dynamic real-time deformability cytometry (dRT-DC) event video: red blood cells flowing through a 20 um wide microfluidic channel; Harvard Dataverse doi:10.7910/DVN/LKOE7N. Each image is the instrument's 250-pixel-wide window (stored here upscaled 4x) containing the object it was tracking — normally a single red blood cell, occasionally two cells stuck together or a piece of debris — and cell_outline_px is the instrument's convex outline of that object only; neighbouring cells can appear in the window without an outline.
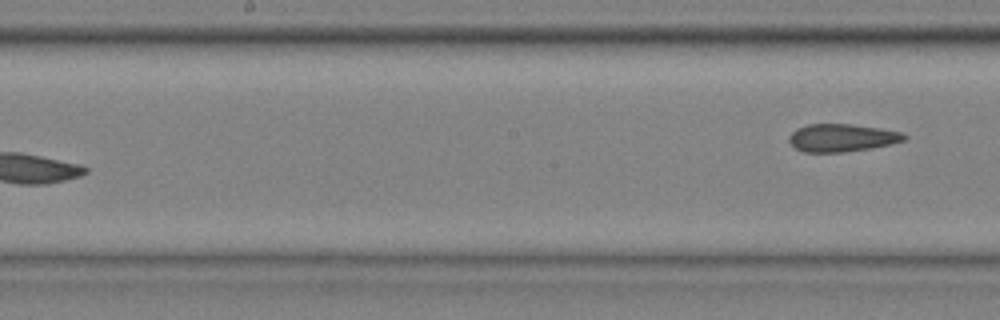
{"species": "common noctule bat (a hibernating species)", "species_latin": "Nyctalus noctula", "temperature_condition": "cold", "stored_images_in_passage": 6, "segment_of_instrument_passage": [2, 2], "camera_frame_rate_fps": 3000, "um_per_image_px": 0.085, "animal": {"sex": "male", "body_mass_g": 20.4}, "frame": {"image": 1, "passage_image": 6, "time_ms": 1.667, "image_size_px": [1000, 320], "cell_outline_px": [[908, 136], [904, 140], [872, 148], [844, 152], [804, 152], [796, 148], [788, 140], [788, 136], [796, 128], [808, 124], [852, 124], [880, 128], [904, 132]], "centroid_in_image_um": [71.56, 11.7], "position_along_channel_um": 176.6, "area_um2": 18.67}}